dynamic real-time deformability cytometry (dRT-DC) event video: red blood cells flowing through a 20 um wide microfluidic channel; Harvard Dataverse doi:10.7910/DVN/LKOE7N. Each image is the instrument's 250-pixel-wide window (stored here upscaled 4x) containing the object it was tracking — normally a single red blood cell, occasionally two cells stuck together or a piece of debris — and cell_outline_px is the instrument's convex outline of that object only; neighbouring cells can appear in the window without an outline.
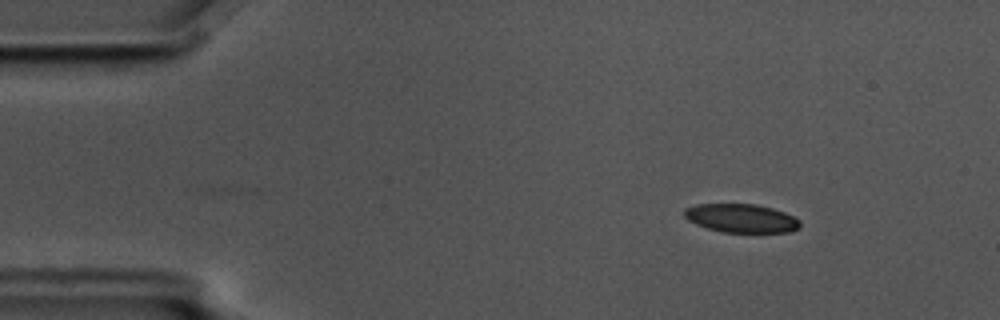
{"species": "common noctule bat (a hibernating species)", "species_latin": "Nyctalus noctula", "temperature_condition": "cold", "stored_images_in_passage": 11, "camera_frame_rate_fps": 3000, "um_per_image_px": 0.085, "animal": {"sex": "male", "body_mass_g": 17.5, "forearm_length_mm": 52.3}, "frame": {"image": 1, "passage_image": 2, "time_ms": 0.333, "image_size_px": [1000, 320], "cell_outline_px": [[800, 228], [788, 232], [724, 232], [708, 228], [696, 224], [688, 220], [684, 216], [684, 208], [696, 204], [756, 204], [772, 208], [784, 212], [800, 220]], "centroid_in_image_um": [63.0, 18.54], "position_along_channel_um": 22.0, "area_um2": 19.25}}
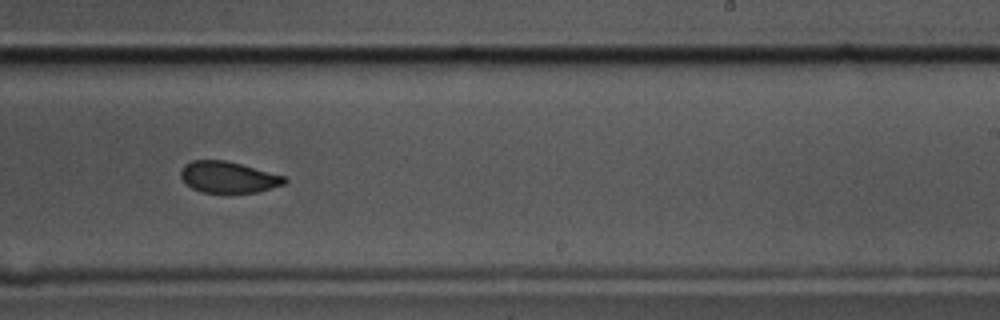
{"frame": {"image": 2, "passage_image": 10, "time_ms": 3.0, "image_size_px": [1000, 320], "cell_outline_px": [[288, 180], [284, 184], [256, 192], [200, 192], [192, 188], [180, 176], [180, 172], [184, 164], [192, 160], [224, 160], [288, 176]], "centroid_in_image_um": [19.42, 15.05], "position_along_channel_um": 269.6, "area_um2": 18.84}}
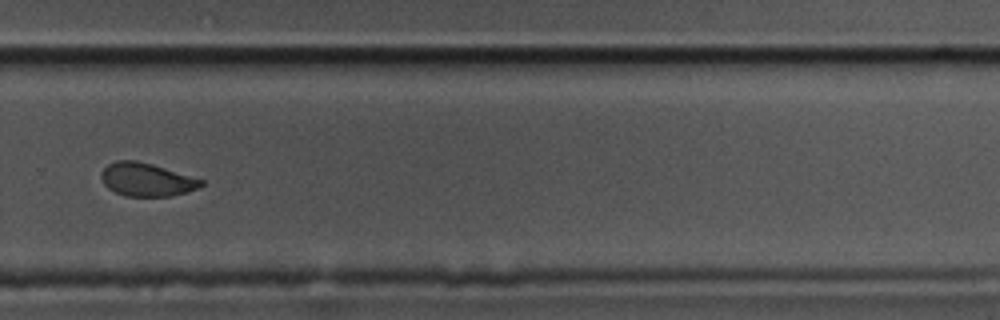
{"frame": {"image": 3, "passage_image": 11, "time_ms": 3.333, "image_size_px": [1000, 320], "cell_outline_px": [[204, 184], [188, 192], [168, 196], [124, 196], [108, 188], [104, 184], [100, 176], [104, 168], [108, 164], [116, 160], [136, 160], [152, 164], [204, 180]], "centroid_in_image_um": [12.44, 15.26], "position_along_channel_um": 317.4, "area_um2": 19.25}}